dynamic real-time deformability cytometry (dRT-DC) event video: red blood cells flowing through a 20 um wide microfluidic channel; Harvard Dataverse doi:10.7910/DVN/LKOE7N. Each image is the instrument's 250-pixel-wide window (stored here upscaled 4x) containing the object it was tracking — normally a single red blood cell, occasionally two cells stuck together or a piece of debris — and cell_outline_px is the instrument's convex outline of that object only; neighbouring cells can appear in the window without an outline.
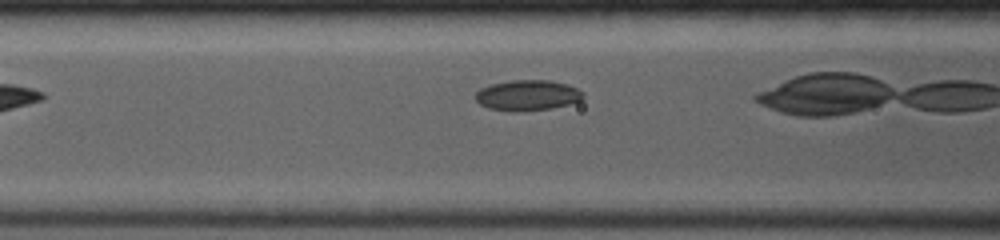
{"species": "common noctule bat (a hibernating species)", "species_latin": "Nyctalus noctula", "temperature_condition": "room temperature", "stored_images_in_passage": 15, "camera_frame_rate_fps": 4000, "um_per_image_px": 0.085, "animal": {"sex": "female", "body_mass_g": 19.0, "forearm_length_mm": 53.3}, "frame": {"image": 1, "passage_image": 8, "time_ms": 1.5, "image_size_px": [1000, 240], "cell_outline_px": [[584, 96], [580, 100], [568, 104], [552, 108], [520, 112], [508, 112], [488, 108], [480, 104], [476, 100], [476, 92], [480, 88], [492, 84], [512, 80], [548, 80], [568, 84], [584, 92]], "centroid_in_image_um": [44.83, 8.11], "position_along_channel_um": 121.8, "area_um2": 19.31}}
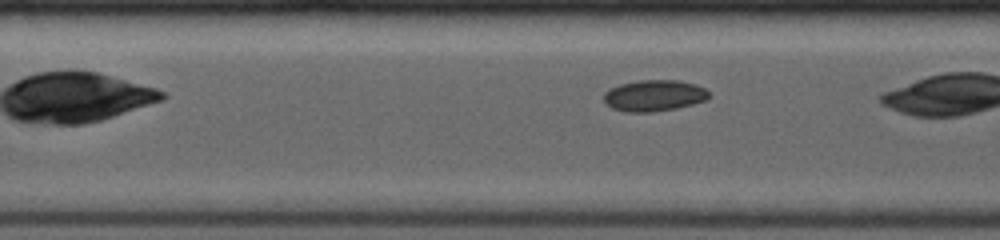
{"frame": {"image": 2, "passage_image": 11, "time_ms": 2.25, "image_size_px": [1000, 240], "cell_outline_px": [[712, 96], [708, 100], [676, 108], [652, 112], [624, 112], [612, 108], [604, 100], [604, 92], [608, 88], [620, 84], [640, 80], [676, 80], [696, 84], [704, 88]], "centroid_in_image_um": [55.61, 8.12], "position_along_channel_um": 151.8, "area_um2": 19.31}}